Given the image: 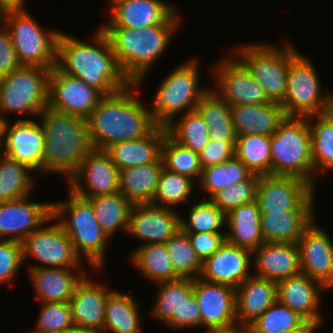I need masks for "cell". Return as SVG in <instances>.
Masks as SVG:
<instances>
[{
	"label": "cell",
	"instance_id": "obj_34",
	"mask_svg": "<svg viewBox=\"0 0 333 333\" xmlns=\"http://www.w3.org/2000/svg\"><path fill=\"white\" fill-rule=\"evenodd\" d=\"M157 284L160 288L157 290L152 316L169 327L181 328L182 300L183 296H188L193 291V279L178 278Z\"/></svg>",
	"mask_w": 333,
	"mask_h": 333
},
{
	"label": "cell",
	"instance_id": "obj_18",
	"mask_svg": "<svg viewBox=\"0 0 333 333\" xmlns=\"http://www.w3.org/2000/svg\"><path fill=\"white\" fill-rule=\"evenodd\" d=\"M8 123L6 120L3 124L0 151L5 148L3 154L41 174L45 145L42 126L24 118L17 120L12 126Z\"/></svg>",
	"mask_w": 333,
	"mask_h": 333
},
{
	"label": "cell",
	"instance_id": "obj_22",
	"mask_svg": "<svg viewBox=\"0 0 333 333\" xmlns=\"http://www.w3.org/2000/svg\"><path fill=\"white\" fill-rule=\"evenodd\" d=\"M315 222L314 220L297 242L301 273L327 288L333 281V243L330 236Z\"/></svg>",
	"mask_w": 333,
	"mask_h": 333
},
{
	"label": "cell",
	"instance_id": "obj_29",
	"mask_svg": "<svg viewBox=\"0 0 333 333\" xmlns=\"http://www.w3.org/2000/svg\"><path fill=\"white\" fill-rule=\"evenodd\" d=\"M230 108L237 136L251 134L271 136L287 116L282 105L276 102L230 106Z\"/></svg>",
	"mask_w": 333,
	"mask_h": 333
},
{
	"label": "cell",
	"instance_id": "obj_15",
	"mask_svg": "<svg viewBox=\"0 0 333 333\" xmlns=\"http://www.w3.org/2000/svg\"><path fill=\"white\" fill-rule=\"evenodd\" d=\"M103 95L82 79L59 71L55 66L49 75L48 108L87 118Z\"/></svg>",
	"mask_w": 333,
	"mask_h": 333
},
{
	"label": "cell",
	"instance_id": "obj_10",
	"mask_svg": "<svg viewBox=\"0 0 333 333\" xmlns=\"http://www.w3.org/2000/svg\"><path fill=\"white\" fill-rule=\"evenodd\" d=\"M295 49L290 43L282 48L255 43L241 45L235 52L252 77L262 85L268 99L280 104L286 92L289 64L299 54Z\"/></svg>",
	"mask_w": 333,
	"mask_h": 333
},
{
	"label": "cell",
	"instance_id": "obj_23",
	"mask_svg": "<svg viewBox=\"0 0 333 333\" xmlns=\"http://www.w3.org/2000/svg\"><path fill=\"white\" fill-rule=\"evenodd\" d=\"M252 251L230 244L227 241L210 257L202 262L200 278L237 288L251 276Z\"/></svg>",
	"mask_w": 333,
	"mask_h": 333
},
{
	"label": "cell",
	"instance_id": "obj_55",
	"mask_svg": "<svg viewBox=\"0 0 333 333\" xmlns=\"http://www.w3.org/2000/svg\"><path fill=\"white\" fill-rule=\"evenodd\" d=\"M201 326V315L195 294L192 291L188 296H183L181 307V328Z\"/></svg>",
	"mask_w": 333,
	"mask_h": 333
},
{
	"label": "cell",
	"instance_id": "obj_54",
	"mask_svg": "<svg viewBox=\"0 0 333 333\" xmlns=\"http://www.w3.org/2000/svg\"><path fill=\"white\" fill-rule=\"evenodd\" d=\"M21 66L9 31L2 26L0 28V78Z\"/></svg>",
	"mask_w": 333,
	"mask_h": 333
},
{
	"label": "cell",
	"instance_id": "obj_6",
	"mask_svg": "<svg viewBox=\"0 0 333 333\" xmlns=\"http://www.w3.org/2000/svg\"><path fill=\"white\" fill-rule=\"evenodd\" d=\"M308 117L286 116L271 135V175L295 176L314 187Z\"/></svg>",
	"mask_w": 333,
	"mask_h": 333
},
{
	"label": "cell",
	"instance_id": "obj_8",
	"mask_svg": "<svg viewBox=\"0 0 333 333\" xmlns=\"http://www.w3.org/2000/svg\"><path fill=\"white\" fill-rule=\"evenodd\" d=\"M197 59L177 67L159 85L150 109L157 126L165 127L179 113L195 110L201 98L210 90L200 88ZM177 115V116H176Z\"/></svg>",
	"mask_w": 333,
	"mask_h": 333
},
{
	"label": "cell",
	"instance_id": "obj_62",
	"mask_svg": "<svg viewBox=\"0 0 333 333\" xmlns=\"http://www.w3.org/2000/svg\"><path fill=\"white\" fill-rule=\"evenodd\" d=\"M120 1H126V0H111L112 5H113L115 2H120Z\"/></svg>",
	"mask_w": 333,
	"mask_h": 333
},
{
	"label": "cell",
	"instance_id": "obj_31",
	"mask_svg": "<svg viewBox=\"0 0 333 333\" xmlns=\"http://www.w3.org/2000/svg\"><path fill=\"white\" fill-rule=\"evenodd\" d=\"M313 210L261 213L260 226L264 242L297 243L315 220Z\"/></svg>",
	"mask_w": 333,
	"mask_h": 333
},
{
	"label": "cell",
	"instance_id": "obj_11",
	"mask_svg": "<svg viewBox=\"0 0 333 333\" xmlns=\"http://www.w3.org/2000/svg\"><path fill=\"white\" fill-rule=\"evenodd\" d=\"M317 74L311 61L301 53L290 62L286 92L280 103L287 116L307 117L327 112L329 94H321Z\"/></svg>",
	"mask_w": 333,
	"mask_h": 333
},
{
	"label": "cell",
	"instance_id": "obj_25",
	"mask_svg": "<svg viewBox=\"0 0 333 333\" xmlns=\"http://www.w3.org/2000/svg\"><path fill=\"white\" fill-rule=\"evenodd\" d=\"M104 285L95 284L86 275L77 283L69 300L74 325L103 331L109 294Z\"/></svg>",
	"mask_w": 333,
	"mask_h": 333
},
{
	"label": "cell",
	"instance_id": "obj_50",
	"mask_svg": "<svg viewBox=\"0 0 333 333\" xmlns=\"http://www.w3.org/2000/svg\"><path fill=\"white\" fill-rule=\"evenodd\" d=\"M32 333H59L74 325L69 301L42 303Z\"/></svg>",
	"mask_w": 333,
	"mask_h": 333
},
{
	"label": "cell",
	"instance_id": "obj_9",
	"mask_svg": "<svg viewBox=\"0 0 333 333\" xmlns=\"http://www.w3.org/2000/svg\"><path fill=\"white\" fill-rule=\"evenodd\" d=\"M51 69L21 65L0 78V116L6 113L39 115L48 106Z\"/></svg>",
	"mask_w": 333,
	"mask_h": 333
},
{
	"label": "cell",
	"instance_id": "obj_32",
	"mask_svg": "<svg viewBox=\"0 0 333 333\" xmlns=\"http://www.w3.org/2000/svg\"><path fill=\"white\" fill-rule=\"evenodd\" d=\"M260 209L258 202L241 205L226 214V225L230 231L226 233V241L254 251L264 243L260 226Z\"/></svg>",
	"mask_w": 333,
	"mask_h": 333
},
{
	"label": "cell",
	"instance_id": "obj_39",
	"mask_svg": "<svg viewBox=\"0 0 333 333\" xmlns=\"http://www.w3.org/2000/svg\"><path fill=\"white\" fill-rule=\"evenodd\" d=\"M181 114L178 122L172 120L165 126L167 135L178 144L200 153L210 140L208 126L197 109Z\"/></svg>",
	"mask_w": 333,
	"mask_h": 333
},
{
	"label": "cell",
	"instance_id": "obj_57",
	"mask_svg": "<svg viewBox=\"0 0 333 333\" xmlns=\"http://www.w3.org/2000/svg\"><path fill=\"white\" fill-rule=\"evenodd\" d=\"M248 328L234 325L228 328L207 329L205 333H247Z\"/></svg>",
	"mask_w": 333,
	"mask_h": 333
},
{
	"label": "cell",
	"instance_id": "obj_61",
	"mask_svg": "<svg viewBox=\"0 0 333 333\" xmlns=\"http://www.w3.org/2000/svg\"><path fill=\"white\" fill-rule=\"evenodd\" d=\"M3 124H4V121H3L2 117L0 116V146H1V140H2Z\"/></svg>",
	"mask_w": 333,
	"mask_h": 333
},
{
	"label": "cell",
	"instance_id": "obj_45",
	"mask_svg": "<svg viewBox=\"0 0 333 333\" xmlns=\"http://www.w3.org/2000/svg\"><path fill=\"white\" fill-rule=\"evenodd\" d=\"M162 160L168 171L187 176L192 180L200 179L202 166L199 153L172 140L167 134L162 144Z\"/></svg>",
	"mask_w": 333,
	"mask_h": 333
},
{
	"label": "cell",
	"instance_id": "obj_49",
	"mask_svg": "<svg viewBox=\"0 0 333 333\" xmlns=\"http://www.w3.org/2000/svg\"><path fill=\"white\" fill-rule=\"evenodd\" d=\"M259 175L252 174L247 180L230 184L215 193L210 200L225 214L241 205L256 200Z\"/></svg>",
	"mask_w": 333,
	"mask_h": 333
},
{
	"label": "cell",
	"instance_id": "obj_44",
	"mask_svg": "<svg viewBox=\"0 0 333 333\" xmlns=\"http://www.w3.org/2000/svg\"><path fill=\"white\" fill-rule=\"evenodd\" d=\"M175 273L180 278H197L202 271V261L191 246L187 233L181 229L165 242Z\"/></svg>",
	"mask_w": 333,
	"mask_h": 333
},
{
	"label": "cell",
	"instance_id": "obj_26",
	"mask_svg": "<svg viewBox=\"0 0 333 333\" xmlns=\"http://www.w3.org/2000/svg\"><path fill=\"white\" fill-rule=\"evenodd\" d=\"M276 301L277 282L255 275L246 278L235 289L237 325L248 328Z\"/></svg>",
	"mask_w": 333,
	"mask_h": 333
},
{
	"label": "cell",
	"instance_id": "obj_35",
	"mask_svg": "<svg viewBox=\"0 0 333 333\" xmlns=\"http://www.w3.org/2000/svg\"><path fill=\"white\" fill-rule=\"evenodd\" d=\"M196 109L208 126L210 139L236 142L230 105L215 91L209 90L198 102Z\"/></svg>",
	"mask_w": 333,
	"mask_h": 333
},
{
	"label": "cell",
	"instance_id": "obj_27",
	"mask_svg": "<svg viewBox=\"0 0 333 333\" xmlns=\"http://www.w3.org/2000/svg\"><path fill=\"white\" fill-rule=\"evenodd\" d=\"M252 254L255 276L278 282L301 273L297 243L264 242Z\"/></svg>",
	"mask_w": 333,
	"mask_h": 333
},
{
	"label": "cell",
	"instance_id": "obj_4",
	"mask_svg": "<svg viewBox=\"0 0 333 333\" xmlns=\"http://www.w3.org/2000/svg\"><path fill=\"white\" fill-rule=\"evenodd\" d=\"M179 24L142 28L101 27L111 44L116 61L130 83L144 81L155 60L167 48Z\"/></svg>",
	"mask_w": 333,
	"mask_h": 333
},
{
	"label": "cell",
	"instance_id": "obj_58",
	"mask_svg": "<svg viewBox=\"0 0 333 333\" xmlns=\"http://www.w3.org/2000/svg\"><path fill=\"white\" fill-rule=\"evenodd\" d=\"M59 333H98L93 329L81 327L78 325H73L65 330L60 331Z\"/></svg>",
	"mask_w": 333,
	"mask_h": 333
},
{
	"label": "cell",
	"instance_id": "obj_7",
	"mask_svg": "<svg viewBox=\"0 0 333 333\" xmlns=\"http://www.w3.org/2000/svg\"><path fill=\"white\" fill-rule=\"evenodd\" d=\"M35 21L24 6L0 10V23L5 24L11 35L20 64L52 69L56 64V43L61 31H44Z\"/></svg>",
	"mask_w": 333,
	"mask_h": 333
},
{
	"label": "cell",
	"instance_id": "obj_41",
	"mask_svg": "<svg viewBox=\"0 0 333 333\" xmlns=\"http://www.w3.org/2000/svg\"><path fill=\"white\" fill-rule=\"evenodd\" d=\"M311 133L312 162L314 171V186L316 183L315 170L333 169V119L327 114L307 116ZM312 120H316L312 124Z\"/></svg>",
	"mask_w": 333,
	"mask_h": 333
},
{
	"label": "cell",
	"instance_id": "obj_17",
	"mask_svg": "<svg viewBox=\"0 0 333 333\" xmlns=\"http://www.w3.org/2000/svg\"><path fill=\"white\" fill-rule=\"evenodd\" d=\"M56 220L51 203L30 202L29 195L12 201L0 202V240L22 242L41 225ZM9 236V237H8Z\"/></svg>",
	"mask_w": 333,
	"mask_h": 333
},
{
	"label": "cell",
	"instance_id": "obj_53",
	"mask_svg": "<svg viewBox=\"0 0 333 333\" xmlns=\"http://www.w3.org/2000/svg\"><path fill=\"white\" fill-rule=\"evenodd\" d=\"M226 233H187L191 246L196 251L197 256L203 262L212 256L226 241Z\"/></svg>",
	"mask_w": 333,
	"mask_h": 333
},
{
	"label": "cell",
	"instance_id": "obj_24",
	"mask_svg": "<svg viewBox=\"0 0 333 333\" xmlns=\"http://www.w3.org/2000/svg\"><path fill=\"white\" fill-rule=\"evenodd\" d=\"M322 290L326 291L327 288L317 280L300 273L277 282V301L297 312L305 320L321 324L323 316L318 307Z\"/></svg>",
	"mask_w": 333,
	"mask_h": 333
},
{
	"label": "cell",
	"instance_id": "obj_38",
	"mask_svg": "<svg viewBox=\"0 0 333 333\" xmlns=\"http://www.w3.org/2000/svg\"><path fill=\"white\" fill-rule=\"evenodd\" d=\"M102 230L109 238L120 228L128 230L129 215L133 204L120 192L88 198Z\"/></svg>",
	"mask_w": 333,
	"mask_h": 333
},
{
	"label": "cell",
	"instance_id": "obj_16",
	"mask_svg": "<svg viewBox=\"0 0 333 333\" xmlns=\"http://www.w3.org/2000/svg\"><path fill=\"white\" fill-rule=\"evenodd\" d=\"M231 58L216 65L214 75L219 88L215 92L230 106L270 103L264 88L245 65L235 55Z\"/></svg>",
	"mask_w": 333,
	"mask_h": 333
},
{
	"label": "cell",
	"instance_id": "obj_51",
	"mask_svg": "<svg viewBox=\"0 0 333 333\" xmlns=\"http://www.w3.org/2000/svg\"><path fill=\"white\" fill-rule=\"evenodd\" d=\"M23 262L20 242L0 240V284L9 283L21 268Z\"/></svg>",
	"mask_w": 333,
	"mask_h": 333
},
{
	"label": "cell",
	"instance_id": "obj_13",
	"mask_svg": "<svg viewBox=\"0 0 333 333\" xmlns=\"http://www.w3.org/2000/svg\"><path fill=\"white\" fill-rule=\"evenodd\" d=\"M23 260L27 256L35 258L45 265H31L34 267H50L76 269L81 258L76 254L73 244L59 222L49 227L42 225L29 234L21 242Z\"/></svg>",
	"mask_w": 333,
	"mask_h": 333
},
{
	"label": "cell",
	"instance_id": "obj_59",
	"mask_svg": "<svg viewBox=\"0 0 333 333\" xmlns=\"http://www.w3.org/2000/svg\"><path fill=\"white\" fill-rule=\"evenodd\" d=\"M25 0H0V9L6 7H23Z\"/></svg>",
	"mask_w": 333,
	"mask_h": 333
},
{
	"label": "cell",
	"instance_id": "obj_5",
	"mask_svg": "<svg viewBox=\"0 0 333 333\" xmlns=\"http://www.w3.org/2000/svg\"><path fill=\"white\" fill-rule=\"evenodd\" d=\"M69 192L67 201L52 203V216L59 220L76 254L81 258L83 253L91 267L100 271L104 265L106 243L111 238L102 230L91 202ZM66 213L69 218L65 216Z\"/></svg>",
	"mask_w": 333,
	"mask_h": 333
},
{
	"label": "cell",
	"instance_id": "obj_40",
	"mask_svg": "<svg viewBox=\"0 0 333 333\" xmlns=\"http://www.w3.org/2000/svg\"><path fill=\"white\" fill-rule=\"evenodd\" d=\"M235 156L256 175H271V136H237Z\"/></svg>",
	"mask_w": 333,
	"mask_h": 333
},
{
	"label": "cell",
	"instance_id": "obj_1",
	"mask_svg": "<svg viewBox=\"0 0 333 333\" xmlns=\"http://www.w3.org/2000/svg\"><path fill=\"white\" fill-rule=\"evenodd\" d=\"M92 43L60 32L56 43L55 67L82 79L103 96L126 88L130 82L117 63L109 39L101 28L97 29Z\"/></svg>",
	"mask_w": 333,
	"mask_h": 333
},
{
	"label": "cell",
	"instance_id": "obj_47",
	"mask_svg": "<svg viewBox=\"0 0 333 333\" xmlns=\"http://www.w3.org/2000/svg\"><path fill=\"white\" fill-rule=\"evenodd\" d=\"M205 199L193 205L187 221L181 217L180 225L184 233H222L220 230L226 225V214L210 199Z\"/></svg>",
	"mask_w": 333,
	"mask_h": 333
},
{
	"label": "cell",
	"instance_id": "obj_63",
	"mask_svg": "<svg viewBox=\"0 0 333 333\" xmlns=\"http://www.w3.org/2000/svg\"><path fill=\"white\" fill-rule=\"evenodd\" d=\"M333 287V281L331 282V284L327 287V289H330Z\"/></svg>",
	"mask_w": 333,
	"mask_h": 333
},
{
	"label": "cell",
	"instance_id": "obj_33",
	"mask_svg": "<svg viewBox=\"0 0 333 333\" xmlns=\"http://www.w3.org/2000/svg\"><path fill=\"white\" fill-rule=\"evenodd\" d=\"M163 167L161 157L157 162L119 170V192L132 204L152 203Z\"/></svg>",
	"mask_w": 333,
	"mask_h": 333
},
{
	"label": "cell",
	"instance_id": "obj_30",
	"mask_svg": "<svg viewBox=\"0 0 333 333\" xmlns=\"http://www.w3.org/2000/svg\"><path fill=\"white\" fill-rule=\"evenodd\" d=\"M78 271V268L34 267L29 268V277L42 303L64 302L70 300L77 283L86 273Z\"/></svg>",
	"mask_w": 333,
	"mask_h": 333
},
{
	"label": "cell",
	"instance_id": "obj_46",
	"mask_svg": "<svg viewBox=\"0 0 333 333\" xmlns=\"http://www.w3.org/2000/svg\"><path fill=\"white\" fill-rule=\"evenodd\" d=\"M194 182L187 176L168 171L163 167L152 203L172 208L173 205L177 206L184 201H189L188 198L193 193Z\"/></svg>",
	"mask_w": 333,
	"mask_h": 333
},
{
	"label": "cell",
	"instance_id": "obj_28",
	"mask_svg": "<svg viewBox=\"0 0 333 333\" xmlns=\"http://www.w3.org/2000/svg\"><path fill=\"white\" fill-rule=\"evenodd\" d=\"M166 134L165 127L156 126L144 137L110 145L105 151L119 170L157 162Z\"/></svg>",
	"mask_w": 333,
	"mask_h": 333
},
{
	"label": "cell",
	"instance_id": "obj_56",
	"mask_svg": "<svg viewBox=\"0 0 333 333\" xmlns=\"http://www.w3.org/2000/svg\"><path fill=\"white\" fill-rule=\"evenodd\" d=\"M322 325L318 322H314L311 320H304L300 325L291 329L287 333H315L314 330L319 328Z\"/></svg>",
	"mask_w": 333,
	"mask_h": 333
},
{
	"label": "cell",
	"instance_id": "obj_42",
	"mask_svg": "<svg viewBox=\"0 0 333 333\" xmlns=\"http://www.w3.org/2000/svg\"><path fill=\"white\" fill-rule=\"evenodd\" d=\"M27 166L0 151V202H7L31 195L33 178Z\"/></svg>",
	"mask_w": 333,
	"mask_h": 333
},
{
	"label": "cell",
	"instance_id": "obj_36",
	"mask_svg": "<svg viewBox=\"0 0 333 333\" xmlns=\"http://www.w3.org/2000/svg\"><path fill=\"white\" fill-rule=\"evenodd\" d=\"M140 305L133 296L113 290L107 299L103 331L140 333Z\"/></svg>",
	"mask_w": 333,
	"mask_h": 333
},
{
	"label": "cell",
	"instance_id": "obj_12",
	"mask_svg": "<svg viewBox=\"0 0 333 333\" xmlns=\"http://www.w3.org/2000/svg\"><path fill=\"white\" fill-rule=\"evenodd\" d=\"M314 187L295 176L260 175L256 201L261 213L313 210Z\"/></svg>",
	"mask_w": 333,
	"mask_h": 333
},
{
	"label": "cell",
	"instance_id": "obj_14",
	"mask_svg": "<svg viewBox=\"0 0 333 333\" xmlns=\"http://www.w3.org/2000/svg\"><path fill=\"white\" fill-rule=\"evenodd\" d=\"M67 180L69 190L85 199L119 192V169L105 150L93 148Z\"/></svg>",
	"mask_w": 333,
	"mask_h": 333
},
{
	"label": "cell",
	"instance_id": "obj_2",
	"mask_svg": "<svg viewBox=\"0 0 333 333\" xmlns=\"http://www.w3.org/2000/svg\"><path fill=\"white\" fill-rule=\"evenodd\" d=\"M139 87V83H130L120 91L103 96L86 118L94 149L105 150L110 145L144 137L157 126L150 110L136 96Z\"/></svg>",
	"mask_w": 333,
	"mask_h": 333
},
{
	"label": "cell",
	"instance_id": "obj_37",
	"mask_svg": "<svg viewBox=\"0 0 333 333\" xmlns=\"http://www.w3.org/2000/svg\"><path fill=\"white\" fill-rule=\"evenodd\" d=\"M131 259L139 272L156 283L180 278L174 270L165 243L143 244L132 252Z\"/></svg>",
	"mask_w": 333,
	"mask_h": 333
},
{
	"label": "cell",
	"instance_id": "obj_19",
	"mask_svg": "<svg viewBox=\"0 0 333 333\" xmlns=\"http://www.w3.org/2000/svg\"><path fill=\"white\" fill-rule=\"evenodd\" d=\"M193 292L199 305L201 326L216 329L237 325L235 288L197 277L193 279Z\"/></svg>",
	"mask_w": 333,
	"mask_h": 333
},
{
	"label": "cell",
	"instance_id": "obj_43",
	"mask_svg": "<svg viewBox=\"0 0 333 333\" xmlns=\"http://www.w3.org/2000/svg\"><path fill=\"white\" fill-rule=\"evenodd\" d=\"M252 172L236 157L220 163L205 167L200 177V188L208 193L210 199L219 190L230 184L247 180Z\"/></svg>",
	"mask_w": 333,
	"mask_h": 333
},
{
	"label": "cell",
	"instance_id": "obj_60",
	"mask_svg": "<svg viewBox=\"0 0 333 333\" xmlns=\"http://www.w3.org/2000/svg\"><path fill=\"white\" fill-rule=\"evenodd\" d=\"M333 119V95L329 93L328 109L326 112Z\"/></svg>",
	"mask_w": 333,
	"mask_h": 333
},
{
	"label": "cell",
	"instance_id": "obj_48",
	"mask_svg": "<svg viewBox=\"0 0 333 333\" xmlns=\"http://www.w3.org/2000/svg\"><path fill=\"white\" fill-rule=\"evenodd\" d=\"M305 319L280 302H274L249 327L251 333H287Z\"/></svg>",
	"mask_w": 333,
	"mask_h": 333
},
{
	"label": "cell",
	"instance_id": "obj_3",
	"mask_svg": "<svg viewBox=\"0 0 333 333\" xmlns=\"http://www.w3.org/2000/svg\"><path fill=\"white\" fill-rule=\"evenodd\" d=\"M38 120L44 130L45 145L41 173H63L69 178L93 149L87 120L46 107Z\"/></svg>",
	"mask_w": 333,
	"mask_h": 333
},
{
	"label": "cell",
	"instance_id": "obj_52",
	"mask_svg": "<svg viewBox=\"0 0 333 333\" xmlns=\"http://www.w3.org/2000/svg\"><path fill=\"white\" fill-rule=\"evenodd\" d=\"M236 142H222L210 139L199 153L202 168L224 163L235 156Z\"/></svg>",
	"mask_w": 333,
	"mask_h": 333
},
{
	"label": "cell",
	"instance_id": "obj_21",
	"mask_svg": "<svg viewBox=\"0 0 333 333\" xmlns=\"http://www.w3.org/2000/svg\"><path fill=\"white\" fill-rule=\"evenodd\" d=\"M104 27L142 28L161 24H179L172 5L162 0H126L115 2Z\"/></svg>",
	"mask_w": 333,
	"mask_h": 333
},
{
	"label": "cell",
	"instance_id": "obj_20",
	"mask_svg": "<svg viewBox=\"0 0 333 333\" xmlns=\"http://www.w3.org/2000/svg\"><path fill=\"white\" fill-rule=\"evenodd\" d=\"M180 221L173 208L153 203L133 204L127 231L148 241L145 244L165 243L181 229Z\"/></svg>",
	"mask_w": 333,
	"mask_h": 333
}]
</instances>
